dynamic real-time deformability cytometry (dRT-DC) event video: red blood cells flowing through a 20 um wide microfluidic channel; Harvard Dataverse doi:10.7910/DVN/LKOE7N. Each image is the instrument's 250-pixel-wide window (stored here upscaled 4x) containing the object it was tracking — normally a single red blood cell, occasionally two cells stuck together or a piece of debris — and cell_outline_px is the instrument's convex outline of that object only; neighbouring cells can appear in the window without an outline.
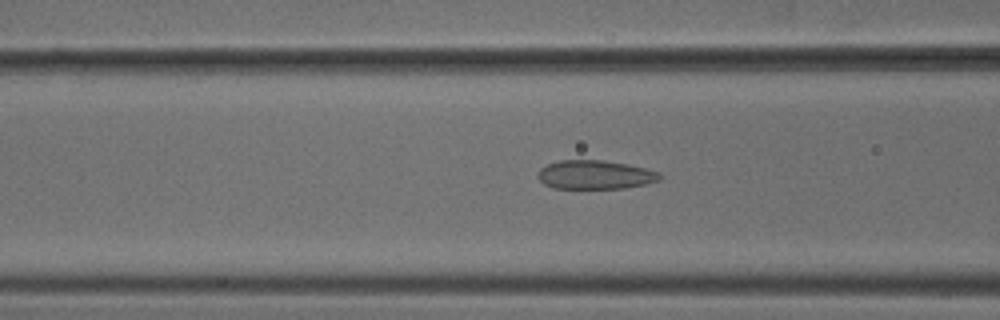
{"species": "common noctule bat (a hibernating species)", "species_latin": "Nyctalus noctula", "temperature_condition": "cold", "stored_images_in_passage": 50, "camera_frame_rate_fps": 3000, "um_per_image_px": 0.085, "animal": {"sex": "male", "body_mass_g": 18.8}, "frame": {"image": 1, "passage_image": 19, "time_ms": 6.0, "image_size_px": [1000, 320], "cell_outline_px": [[664, 176], [660, 180], [648, 184], [624, 188], [552, 188], [544, 184], [536, 176], [540, 168], [548, 164], [560, 160], [604, 160], [628, 164], [660, 172]], "centroid_in_image_um": [50.61, 14.85], "position_along_channel_um": 116.0, "area_um2": 20.69}}
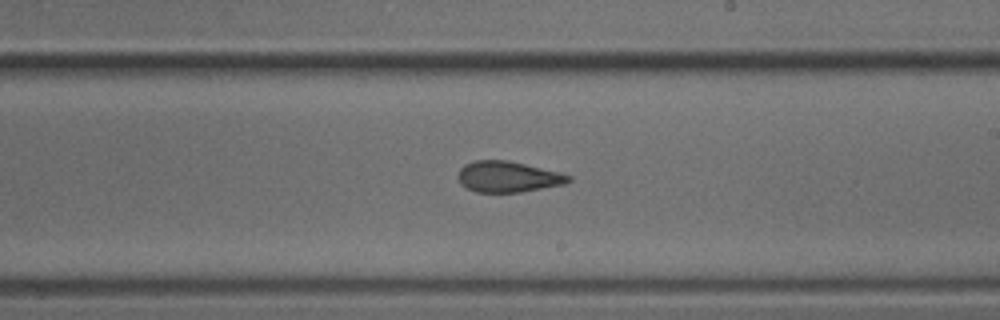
{"frame": {"image": 2, "passage_image": 29, "time_ms": 9.333, "image_size_px": [1000, 320], "cell_outline_px": [[572, 180], [564, 184], [520, 192], [476, 192], [460, 184], [460, 168], [464, 164], [476, 160], [508, 160], [560, 172], [572, 176]], "centroid_in_image_um": [43.2, 15.02], "position_along_channel_um": 245.8, "area_um2": 19.77}}
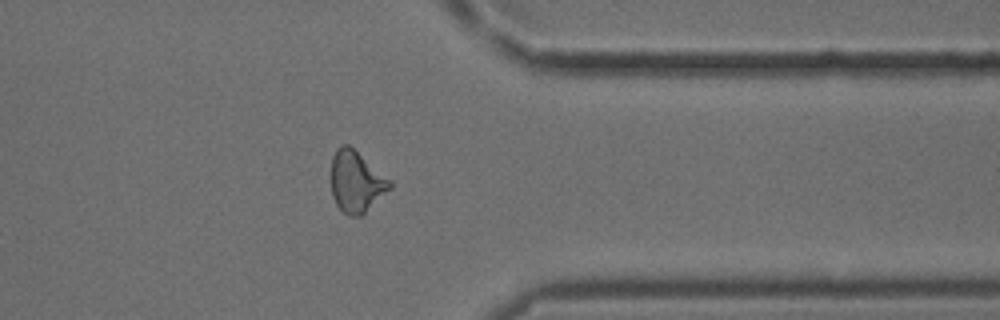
{"frame": {"image": 3, "passage_image": 40, "time_ms": 13.0, "image_size_px": [1000, 320], "cell_outline_px": [[392, 188], [360, 216], [348, 216], [336, 204], [332, 196], [332, 156], [336, 148], [340, 144], [348, 144], [392, 180]], "centroid_in_image_um": [30.29, 15.42], "position_along_channel_um": 381.1, "area_um2": 20.98}, "authors_computed_cell_mechanics": {"area_um2": 20.6057, "velocity_mm_per_s": 3.8915, "shape_relaxation_time_tau1_ms": null, "shape_relaxation_time_tau2_ms": 1.7471, "deformation_change_tau1": null, "deformation_change_tau2": 0.0984}}